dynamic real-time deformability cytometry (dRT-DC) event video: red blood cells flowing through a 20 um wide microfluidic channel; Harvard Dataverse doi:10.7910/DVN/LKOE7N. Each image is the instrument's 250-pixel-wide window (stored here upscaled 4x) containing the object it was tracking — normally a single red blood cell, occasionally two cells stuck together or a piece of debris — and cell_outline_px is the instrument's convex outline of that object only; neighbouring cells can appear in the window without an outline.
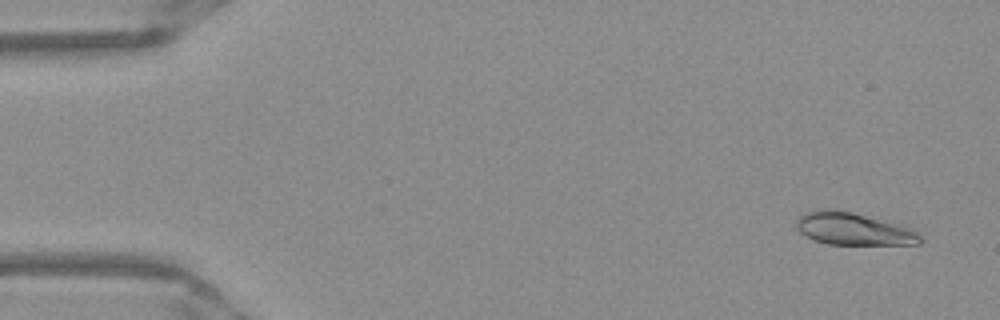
{"species": "Egyptian fruit bat (a non-hibernating species)", "species_latin": "Rousettus aegyptiacus", "temperature_condition": "warm", "stored_images_in_passage": 51, "camera_frame_rate_fps": 3000, "um_per_image_px": 0.085, "frame": {"image": 1, "passage_image": 3, "time_ms": 0.667, "image_size_px": [1000, 320], "cell_outline_px": [[924, 240], [920, 244], [828, 244], [812, 240], [800, 232], [796, 228], [796, 220], [804, 212], [820, 208], [836, 208], [852, 212], [892, 224], [916, 232]], "centroid_in_image_um": [72.41, 19.45], "position_along_channel_um": 12.6, "area_um2": 23.0}}
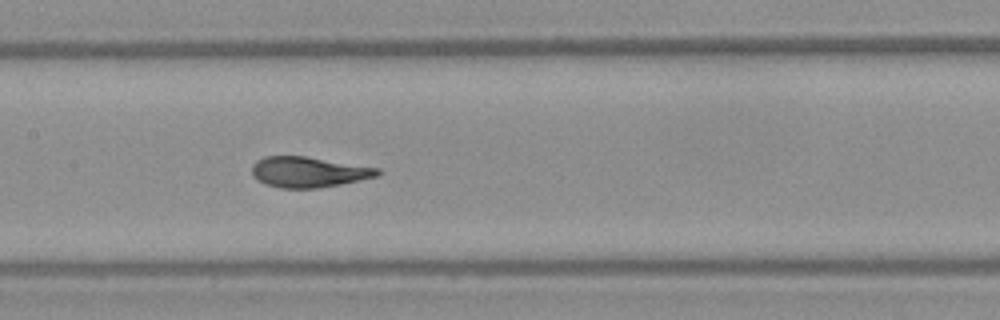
{"frame": {"image": 2, "passage_image": 25, "time_ms": 8.0, "image_size_px": [1000, 320], "cell_outline_px": [[384, 172], [380, 176], [320, 188], [280, 188], [264, 184], [252, 176], [252, 164], [256, 160], [264, 156], [304, 156], [380, 168]], "centroid_in_image_um": [26.24, 14.62], "position_along_channel_um": 181.2, "area_um2": 22.6}}
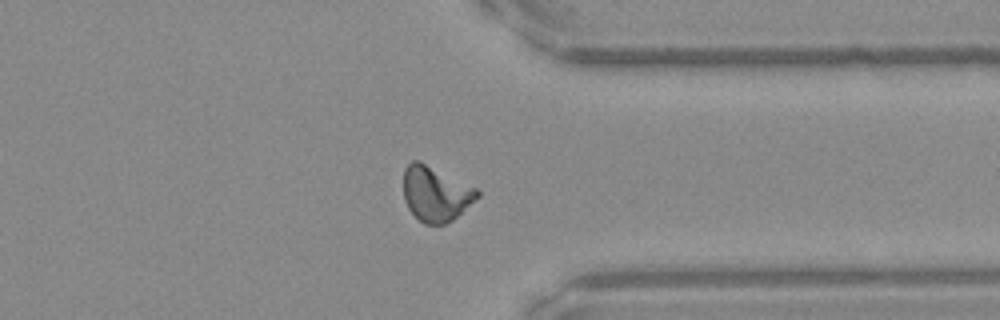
{"frame": {"image": 3, "passage_image": 40, "time_ms": 13.0, "image_size_px": [1000, 320], "cell_outline_px": [[480, 196], [452, 220], [444, 224], [424, 224], [408, 208], [404, 200], [404, 168], [412, 160], [420, 160], [476, 188], [480, 192]], "centroid_in_image_um": [37.02, 16.45], "position_along_channel_um": 374.4, "area_um2": 23.52}, "authors_computed_cell_mechanics": {"area_um2": 22.7732, "velocity_mm_per_s": 3.9423, "shape_relaxation_time_tau1_ms": 7.0371, "shape_relaxation_time_tau2_ms": 0.5928, "deformation_change_tau1": 0.2448, "deformation_change_tau2": 0.052}}